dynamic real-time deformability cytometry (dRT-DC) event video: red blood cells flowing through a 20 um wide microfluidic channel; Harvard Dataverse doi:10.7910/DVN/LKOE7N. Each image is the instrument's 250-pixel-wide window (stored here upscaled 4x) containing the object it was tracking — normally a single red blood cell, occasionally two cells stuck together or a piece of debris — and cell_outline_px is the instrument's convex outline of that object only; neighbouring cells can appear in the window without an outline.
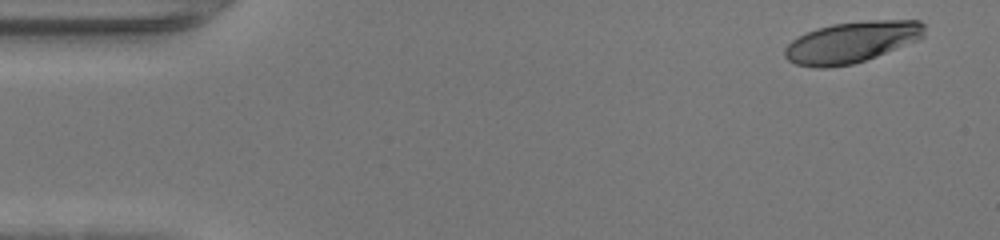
{"species": "human", "species_latin": "Homo sapiens", "temperature_condition": "warm", "stored_images_in_passage": 45, "camera_frame_rate_fps": 3000, "um_per_image_px": 0.085, "donor": {"sex": "female"}, "frame": {"image": 1, "passage_image": 1, "time_ms": 0.0, "image_size_px": [1000, 240], "cell_outline_px": [[924, 36], [920, 40], [876, 56], [852, 64], [828, 68], [816, 68], [796, 64], [788, 60], [784, 56], [784, 48], [792, 40], [816, 28], [832, 24], [864, 20], [920, 20], [924, 24]], "centroid_in_image_um": [72.4, 3.58], "position_along_channel_um": 12.6, "area_um2": 33.64}}
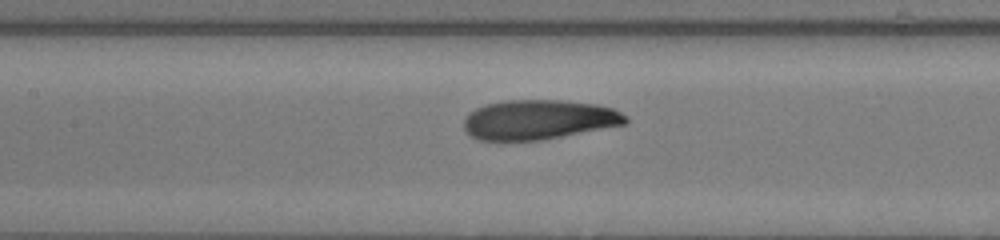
{"frame": {"image": 2, "passage_image": 20, "time_ms": 6.333, "image_size_px": [1000, 240], "cell_outline_px": [[628, 124], [540, 140], [480, 140], [464, 132], [464, 116], [468, 112], [484, 104], [504, 100], [560, 100], [596, 104], [612, 108], [628, 116]], "centroid_in_image_um": [45.77, 10.16], "position_along_channel_um": 161.6, "area_um2": 37.63}}
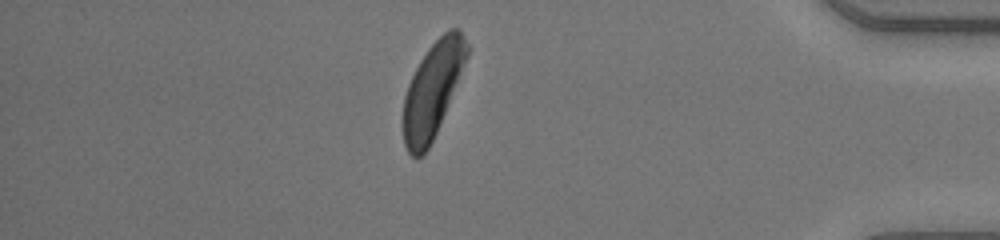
{"frame": {"image": 3, "passage_image": 39, "time_ms": 12.667, "image_size_px": [1000, 240], "cell_outline_px": [[468, 56], [436, 132], [428, 148], [420, 156], [412, 156], [408, 152], [404, 144], [404, 96], [408, 84], [420, 60], [428, 48], [448, 28], [460, 28], [468, 44]], "centroid_in_image_um": [36.77, 7.58], "position_along_channel_um": 398.4, "area_um2": 34.39}, "authors_computed_cell_mechanics": {"area_um2": 37.2232, "velocity_mm_per_s": 4.3649, "shape_relaxation_time_tau1_ms": 2.8945, "shape_relaxation_time_tau2_ms": 1.3398, "deformation_change_tau1": 0.1922, "deformation_change_tau2": 0.0863}}